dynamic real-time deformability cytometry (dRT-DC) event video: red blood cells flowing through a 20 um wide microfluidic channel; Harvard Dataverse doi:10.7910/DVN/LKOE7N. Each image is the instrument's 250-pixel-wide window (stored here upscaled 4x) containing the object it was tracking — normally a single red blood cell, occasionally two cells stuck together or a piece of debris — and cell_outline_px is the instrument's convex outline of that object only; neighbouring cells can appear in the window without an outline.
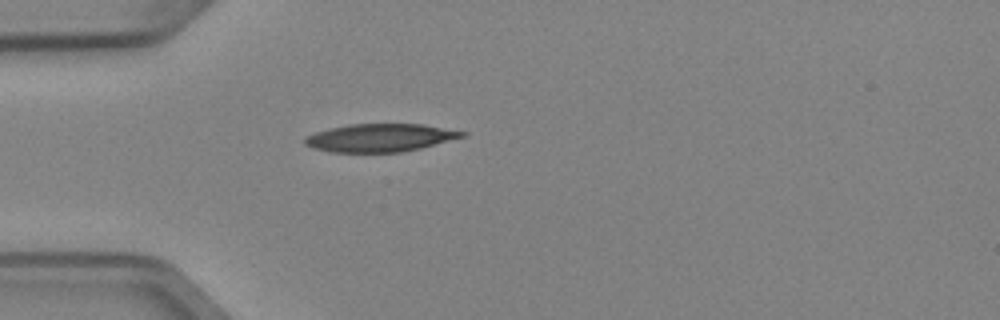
{"species": "Egyptian fruit bat (a non-hibernating species)", "species_latin": "Rousettus aegyptiacus", "temperature_condition": "cold", "stored_images_in_passage": 37, "camera_frame_rate_fps": 3000, "um_per_image_px": 0.085, "animal": {"sex": "female"}, "frame": {"image": 1, "passage_image": 1, "time_ms": 0.0, "image_size_px": [1000, 320], "cell_outline_px": [[468, 132], [464, 136], [420, 148], [400, 152], [332, 152], [312, 148], [304, 144], [304, 136], [328, 128], [348, 124], [420, 124]], "centroid_in_image_um": [32.24, 11.7], "position_along_channel_um": 52.8, "area_um2": 25.49}}
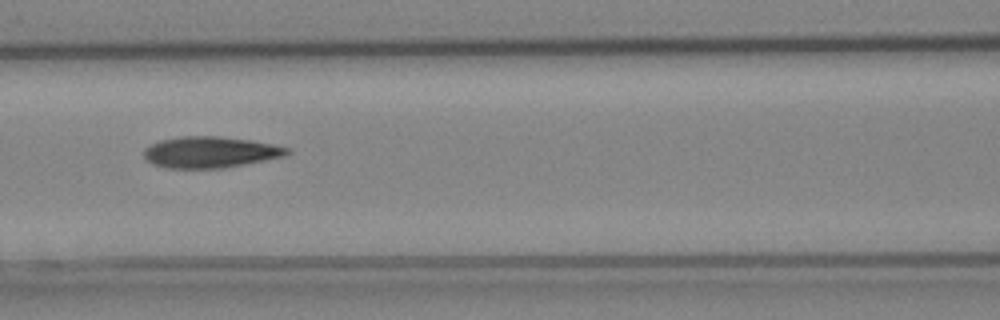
{"frame": {"image": 2, "passage_image": 9, "time_ms": 2.667, "image_size_px": [1000, 320], "cell_outline_px": [[292, 152], [284, 156], [220, 168], [168, 168], [152, 164], [144, 156], [144, 148], [160, 140], [180, 136], [216, 136], [248, 140], [272, 144], [288, 148]], "centroid_in_image_um": [17.83, 12.93], "position_along_channel_um": 148.8, "area_um2": 25.66}}
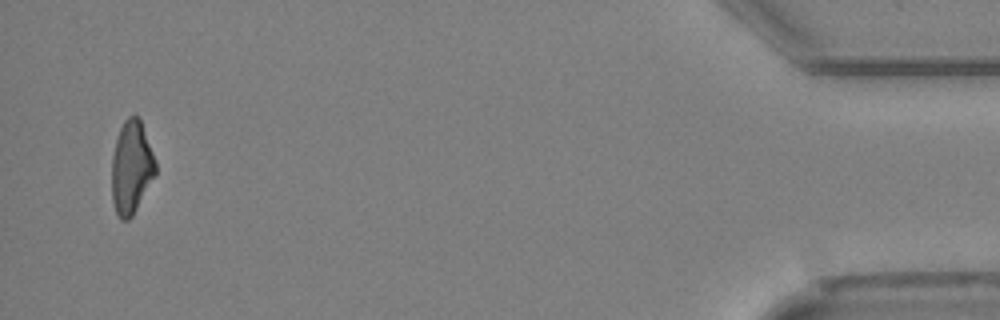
{"frame": {"image": 3, "passage_image": 36, "time_ms": 11.667, "image_size_px": [1000, 320], "cell_outline_px": [[156, 172], [132, 216], [128, 220], [120, 220], [116, 212], [112, 200], [112, 156], [116, 140], [120, 128], [124, 120], [128, 116], [140, 116], [156, 160]], "centroid_in_image_um": [11.17, 14.19], "position_along_channel_um": 424.0, "area_um2": 23.7}, "authors_computed_cell_mechanics": {"area_um2": 25.2008, "velocity_mm_per_s": 3.9711, "shape_relaxation_time_tau1_ms": 5.5838, "shape_relaxation_time_tau2_ms": 3.1662, "deformation_change_tau1": 0.1655, "deformation_change_tau2": 0.1226}}